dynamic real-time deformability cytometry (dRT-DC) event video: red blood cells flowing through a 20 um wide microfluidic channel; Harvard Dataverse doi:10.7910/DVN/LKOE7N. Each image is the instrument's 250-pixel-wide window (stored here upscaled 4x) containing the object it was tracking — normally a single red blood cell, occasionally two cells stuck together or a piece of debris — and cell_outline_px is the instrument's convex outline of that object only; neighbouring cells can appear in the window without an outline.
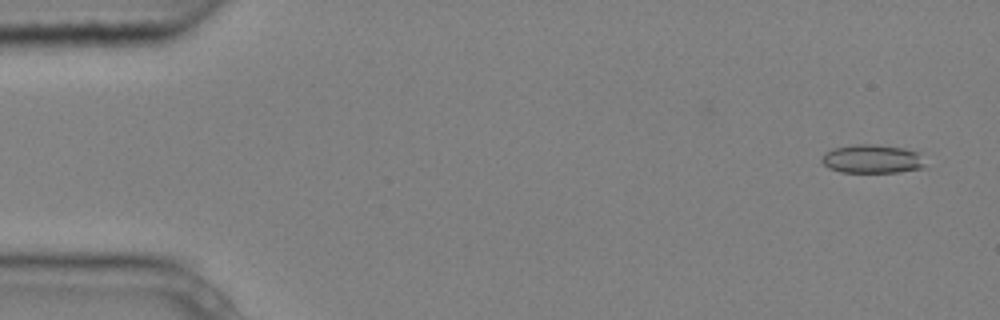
{"species": "common noctule bat (a hibernating species)", "species_latin": "Nyctalus noctula", "temperature_condition": "cold", "stored_images_in_passage": 9, "camera_frame_rate_fps": 3000, "um_per_image_px": 0.085, "animal": {"sex": "male", "body_mass_g": 20.4}, "frame": {"image": 1, "passage_image": 1, "time_ms": 0.0, "image_size_px": [1000, 320], "cell_outline_px": [[924, 168], [896, 172], [840, 172], [828, 168], [820, 160], [824, 152], [832, 148], [856, 144], [876, 144], [904, 148], [920, 152], [924, 164]], "centroid_in_image_um": [74.11, 13.5], "position_along_channel_um": 10.9, "area_um2": 17.46}}
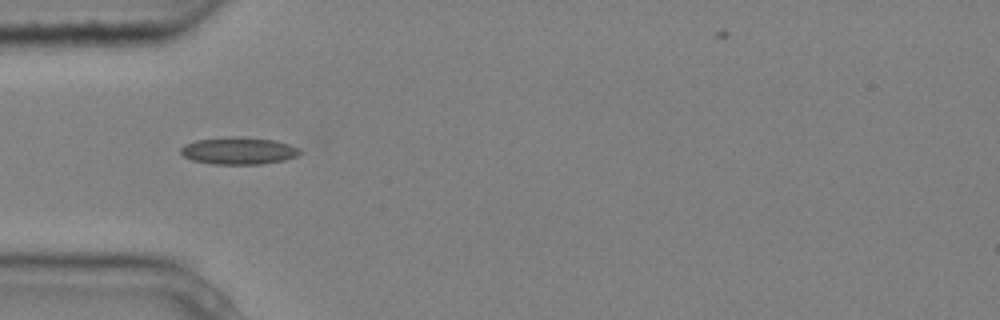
{"frame": {"image": 2, "passage_image": 4, "time_ms": 1.0, "image_size_px": [1000, 320], "cell_outline_px": [[304, 152], [296, 156], [284, 160], [260, 164], [212, 164], [192, 160], [184, 156], [180, 152], [180, 148], [184, 144], [196, 140], [232, 136], [240, 136], [276, 140], [300, 148]], "centroid_in_image_um": [20.29, 12.81], "position_along_channel_um": 64.7, "area_um2": 19.07}}
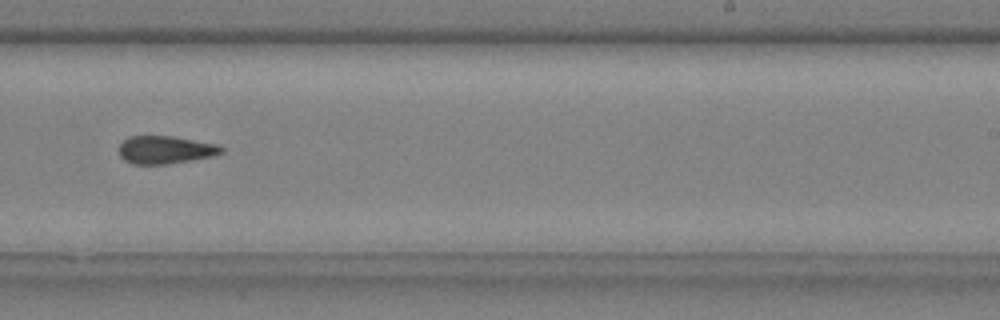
{"frame": {"image": 3, "passage_image": 9, "time_ms": 2.667, "image_size_px": [1000, 320], "cell_outline_px": [[224, 152], [216, 156], [168, 164], [132, 164], [124, 160], [120, 156], [120, 144], [128, 136], [172, 136], [220, 144], [224, 148]], "centroid_in_image_um": [14.12, 12.73], "position_along_channel_um": 274.9, "area_um2": 16.88}}